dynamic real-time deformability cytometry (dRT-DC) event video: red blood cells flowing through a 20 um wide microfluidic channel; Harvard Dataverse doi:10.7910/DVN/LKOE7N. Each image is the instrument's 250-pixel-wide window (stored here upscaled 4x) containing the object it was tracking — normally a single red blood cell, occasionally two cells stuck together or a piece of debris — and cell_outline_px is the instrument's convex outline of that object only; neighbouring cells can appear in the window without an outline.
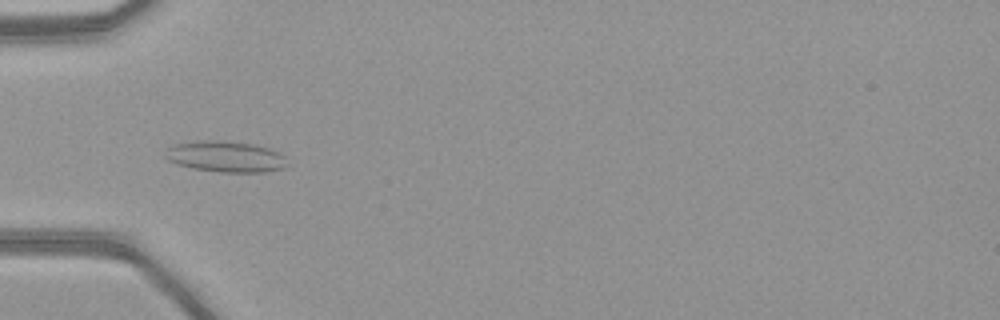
{"species": "common noctule bat (a hibernating species)", "species_latin": "Nyctalus noctula", "temperature_condition": "warm", "stored_images_in_passage": 36, "camera_frame_rate_fps": 3000, "um_per_image_px": 0.085, "animal": {"sex": "female", "body_mass_g": 21.9}, "frame": {"image": 1, "passage_image": 3, "time_ms": 0.667, "image_size_px": [1000, 320], "cell_outline_px": [[288, 168], [268, 172], [220, 172], [192, 168], [176, 164], [168, 160], [164, 156], [168, 148], [176, 144], [196, 140], [220, 140], [252, 144], [268, 148], [280, 152], [284, 156]], "centroid_in_image_um": [19.2, 13.32], "position_along_channel_um": 65.8, "area_um2": 22.25}}
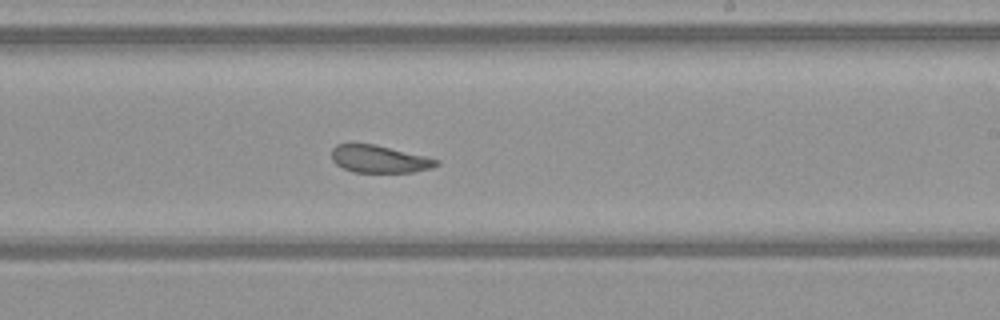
{"frame": {"image": 2, "passage_image": 17, "time_ms": 5.333, "image_size_px": [1000, 320], "cell_outline_px": [[440, 164], [432, 168], [412, 172], [352, 172], [336, 164], [332, 160], [332, 148], [336, 144], [376, 144], [440, 160]], "centroid_in_image_um": [32.25, 13.52], "position_along_channel_um": 256.8, "area_um2": 16.7}}
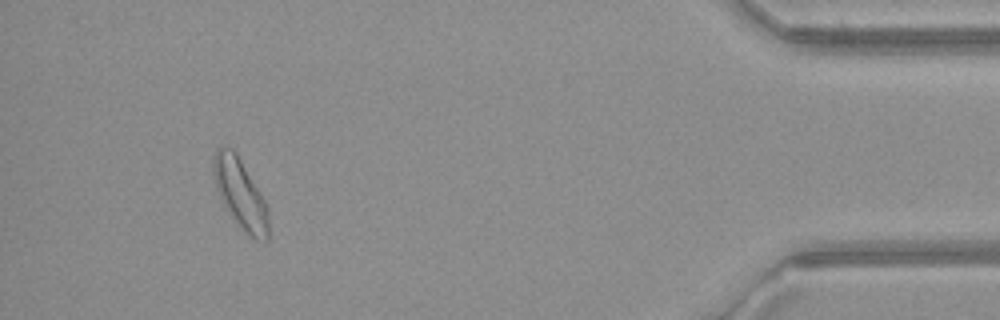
{"frame": {"image": 3, "passage_image": 33, "time_ms": 10.667, "image_size_px": [1000, 320], "cell_outline_px": [[268, 240], [256, 240], [224, 208], [216, 188], [212, 172], [212, 160], [216, 148], [232, 148], [236, 152], [264, 200], [268, 208]], "centroid_in_image_um": [20.39, 16.42], "position_along_channel_um": 414.8, "area_um2": 21.85}, "authors_computed_cell_mechanics": {"area_um2": 18.4671, "velocity_mm_per_s": 4.1213, "shape_relaxation_time_tau1_ms": 8.6266, "shape_relaxation_time_tau2_ms": 2.3643, "deformation_change_tau1": 0.162, "deformation_change_tau2": 0.0829}}